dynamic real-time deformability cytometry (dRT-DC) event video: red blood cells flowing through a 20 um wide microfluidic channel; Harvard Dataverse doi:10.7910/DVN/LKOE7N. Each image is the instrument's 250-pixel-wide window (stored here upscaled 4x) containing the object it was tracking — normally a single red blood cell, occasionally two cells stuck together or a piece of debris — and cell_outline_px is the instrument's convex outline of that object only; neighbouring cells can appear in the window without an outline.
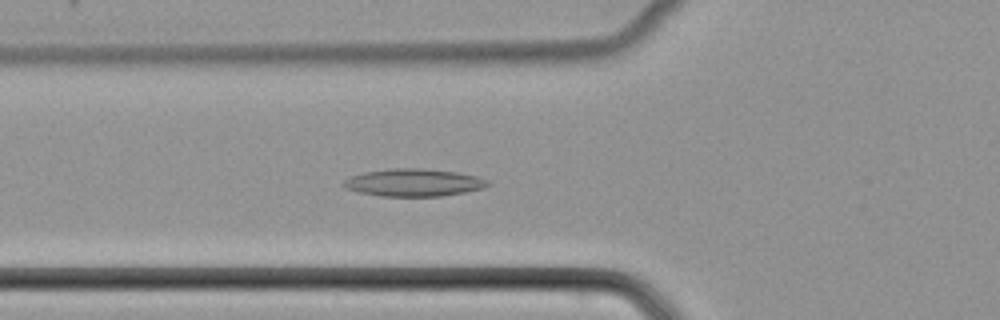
{"species": "common noctule bat (a hibernating species)", "species_latin": "Nyctalus noctula", "temperature_condition": "cold", "stored_images_in_passage": 32, "camera_frame_rate_fps": 3000, "um_per_image_px": 0.085, "animal": {"sex": "female", "body_mass_g": 22.7, "forearm_length_mm": 54.2}, "frame": {"image": 1, "passage_image": 2, "time_ms": 0.333, "image_size_px": [1000, 320], "cell_outline_px": [[492, 184], [484, 188], [464, 192], [440, 196], [380, 196], [360, 192], [344, 188], [340, 184], [348, 176], [364, 172], [388, 168], [420, 168], [456, 172], [476, 176], [488, 180]], "centroid_in_image_um": [35.12, 15.51], "position_along_channel_um": 90.7, "area_um2": 23.29}}
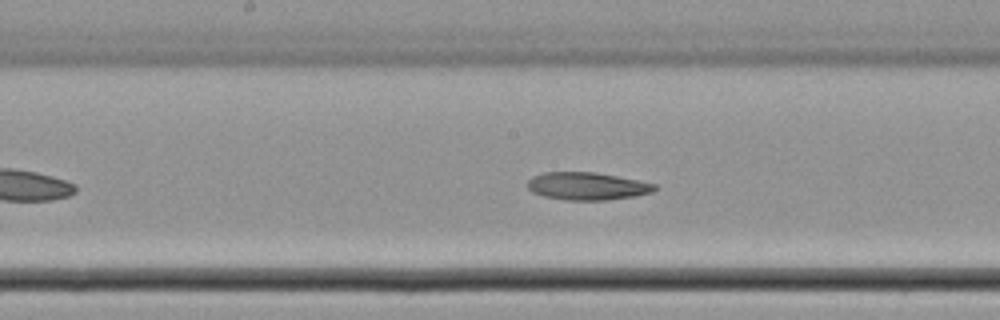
{"frame": {"image": 2, "passage_image": 10, "time_ms": 3.0, "image_size_px": [1000, 320], "cell_outline_px": [[656, 188], [652, 192], [636, 196], [608, 200], [564, 200], [544, 196], [532, 192], [528, 188], [528, 180], [532, 176], [544, 172], [596, 172], [656, 184]], "centroid_in_image_um": [49.89, 15.82], "position_along_channel_um": 198.3, "area_um2": 20.46}}
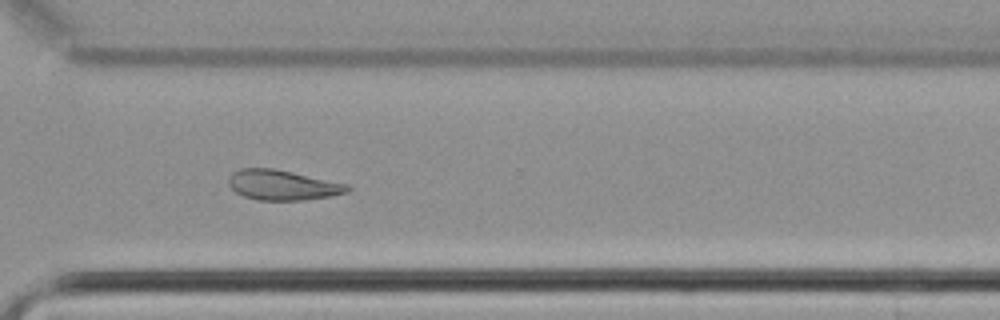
{"frame": {"image": 3, "passage_image": 21, "time_ms": 6.667, "image_size_px": [1000, 320], "cell_outline_px": [[352, 188], [348, 192], [332, 196], [304, 200], [256, 200], [244, 196], [236, 192], [228, 184], [228, 176], [232, 172], [240, 168], [272, 168], [292, 172], [348, 184]], "centroid_in_image_um": [24.01, 15.73], "position_along_channel_um": 346.6, "area_um2": 20.92}}